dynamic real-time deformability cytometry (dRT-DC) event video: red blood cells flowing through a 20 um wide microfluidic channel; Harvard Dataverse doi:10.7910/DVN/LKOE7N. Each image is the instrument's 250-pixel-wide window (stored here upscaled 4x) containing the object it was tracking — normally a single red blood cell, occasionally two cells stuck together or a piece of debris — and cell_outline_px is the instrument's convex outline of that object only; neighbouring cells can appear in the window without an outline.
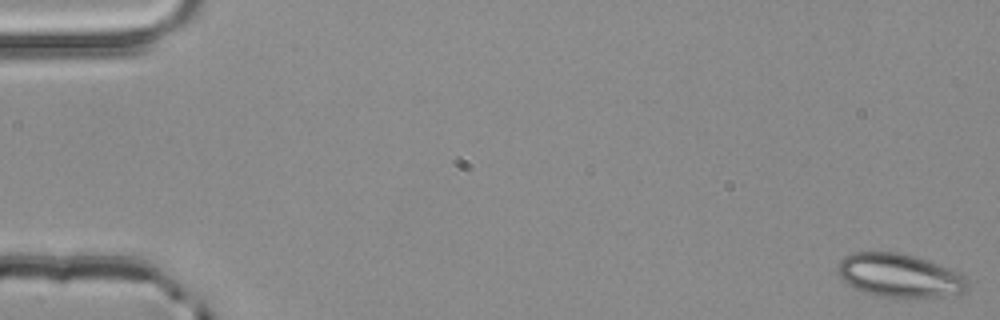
{"species": "common noctule bat (a hibernating species)", "species_latin": "Nyctalus noctula", "temperature_condition": "room temperature", "stored_images_in_passage": 4, "camera_frame_rate_fps": 3000, "um_per_image_px": 0.085, "animal": {"sex": "male", "body_mass_g": 20.4}, "frame": {"image": 1, "passage_image": 1, "time_ms": 0.0, "image_size_px": [1000, 320], "cell_outline_px": [[968, 292], [936, 296], [880, 296], [856, 288], [848, 284], [836, 272], [836, 268], [840, 260], [844, 256], [856, 252], [896, 252], [916, 256], [948, 268], [964, 276], [968, 280]], "centroid_in_image_um": [76.44, 23.39], "position_along_channel_um": 8.6, "area_um2": 32.31}}